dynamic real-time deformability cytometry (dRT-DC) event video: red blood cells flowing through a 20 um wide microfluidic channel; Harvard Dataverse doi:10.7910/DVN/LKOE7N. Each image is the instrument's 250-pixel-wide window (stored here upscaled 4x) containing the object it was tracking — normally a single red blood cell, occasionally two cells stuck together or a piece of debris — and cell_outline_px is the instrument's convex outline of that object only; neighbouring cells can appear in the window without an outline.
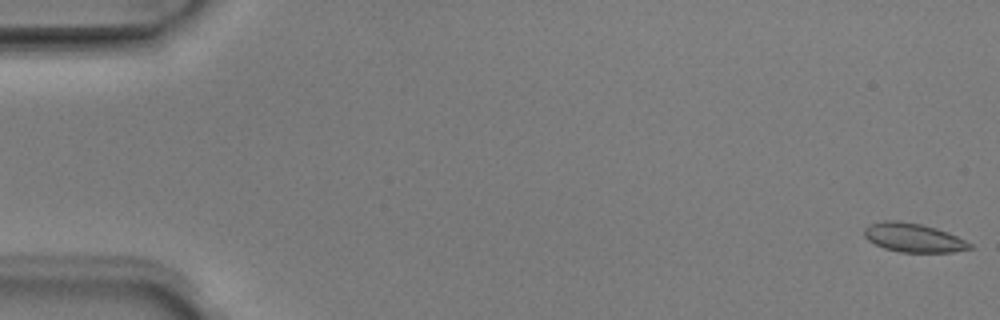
{"species": "Egyptian fruit bat (a non-hibernating species)", "species_latin": "Rousettus aegyptiacus", "temperature_condition": "room temperature", "stored_images_in_passage": 9, "camera_frame_rate_fps": 3000, "um_per_image_px": 0.085, "animal": {"sex": "male"}, "frame": {"image": 1, "passage_image": 1, "time_ms": 0.0, "image_size_px": [1000, 320], "cell_outline_px": [[972, 248], [952, 252], [900, 252], [884, 248], [868, 240], [864, 236], [864, 228], [868, 224], [884, 220], [896, 220], [920, 224], [936, 228], [948, 232], [972, 244]], "centroid_in_image_um": [77.61, 20.19], "position_along_channel_um": 7.4, "area_um2": 17.69}}